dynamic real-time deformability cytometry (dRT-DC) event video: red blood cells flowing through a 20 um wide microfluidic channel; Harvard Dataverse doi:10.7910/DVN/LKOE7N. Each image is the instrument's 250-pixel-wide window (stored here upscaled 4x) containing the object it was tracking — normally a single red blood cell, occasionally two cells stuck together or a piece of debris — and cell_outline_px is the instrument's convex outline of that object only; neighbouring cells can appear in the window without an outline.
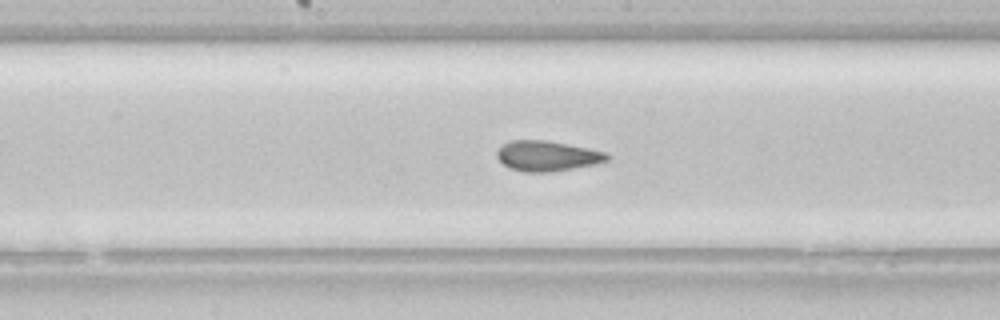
{"species": "common noctule bat (a hibernating species)", "species_latin": "Nyctalus noctula", "temperature_condition": "room temperature", "stored_images_in_passage": 52, "segment_of_instrument_passage": [2, 2], "camera_frame_rate_fps": 3000, "um_per_image_px": 0.085, "animal": {"sex": "female", "body_mass_g": 22.7, "forearm_length_mm": 54.2}, "frame": {"image": 1, "passage_image": 28, "time_ms": 9.0, "image_size_px": [1000, 320], "cell_outline_px": [[612, 156], [608, 160], [596, 164], [552, 172], [524, 172], [512, 168], [504, 164], [496, 156], [496, 152], [504, 144], [512, 140], [548, 140], [588, 148], [604, 152]], "centroid_in_image_um": [46.54, 13.25], "position_along_channel_um": 201.7, "area_um2": 19.36}}
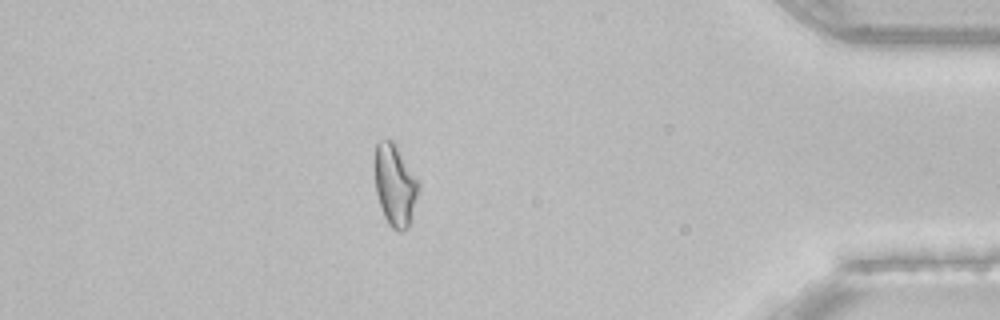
{"frame": {"image": 2, "passage_image": 47, "time_ms": 15.333, "image_size_px": [1000, 320], "cell_outline_px": [[420, 188], [408, 228], [400, 232], [392, 228], [388, 224], [384, 216], [376, 192], [372, 164], [372, 160], [376, 140], [388, 136], [396, 144], [420, 180]], "centroid_in_image_um": [33.54, 15.62], "position_along_channel_um": 401.7, "area_um2": 21.96}}